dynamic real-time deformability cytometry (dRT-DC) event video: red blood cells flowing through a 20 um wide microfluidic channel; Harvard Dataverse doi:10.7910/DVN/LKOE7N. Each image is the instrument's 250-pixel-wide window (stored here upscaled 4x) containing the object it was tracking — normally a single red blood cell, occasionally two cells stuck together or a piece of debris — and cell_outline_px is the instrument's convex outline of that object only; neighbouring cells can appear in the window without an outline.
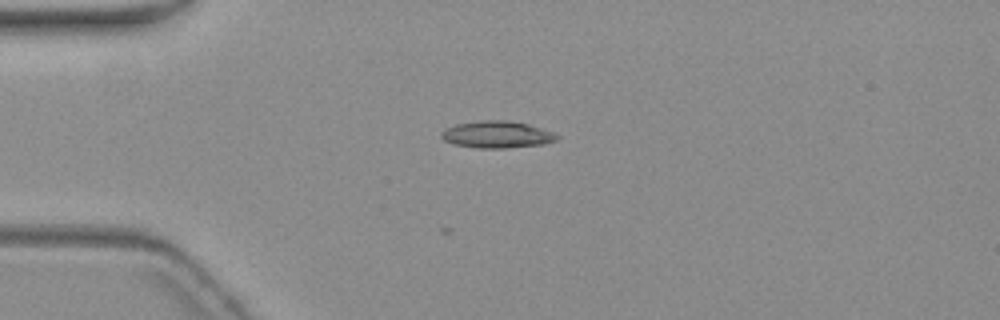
{"species": "common noctule bat (a hibernating species)", "species_latin": "Nyctalus noctula", "temperature_condition": "warm", "stored_images_in_passage": 5, "camera_frame_rate_fps": 3000, "um_per_image_px": 0.085, "animal": {"sex": "female", "body_mass_g": 19.3, "forearm_length_mm": 54.1}, "frame": {"image": 1, "passage_image": 4, "time_ms": 3.667, "image_size_px": [1000, 320], "cell_outline_px": [[560, 136], [556, 140], [544, 144], [508, 148], [476, 148], [452, 144], [444, 140], [440, 136], [440, 132], [444, 128], [456, 124], [480, 120], [508, 120], [528, 124], [552, 132]], "centroid_in_image_um": [42.2, 11.44], "position_along_channel_um": 42.8, "area_um2": 18.32}}